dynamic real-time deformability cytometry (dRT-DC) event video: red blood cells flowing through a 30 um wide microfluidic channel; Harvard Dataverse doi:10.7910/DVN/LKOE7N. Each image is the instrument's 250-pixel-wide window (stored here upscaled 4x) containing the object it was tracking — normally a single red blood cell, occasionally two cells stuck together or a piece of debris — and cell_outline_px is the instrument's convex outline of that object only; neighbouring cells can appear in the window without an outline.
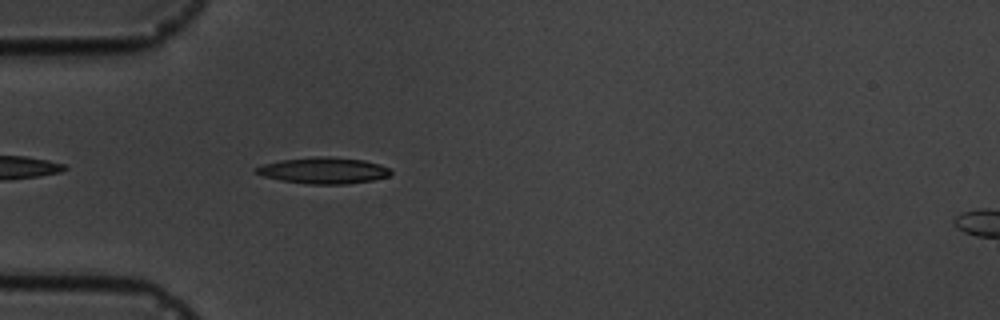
{"species": "common noctule bat (a hibernating species)", "species_latin": "Nyctalus noctula", "temperature_condition": "cold", "stored_images_in_passage": 4, "camera_frame_rate_fps": 3000, "um_per_image_px": 0.085, "animal": {"sex": "male", "body_mass_g": 19.5, "forearm_length_mm": 54.6}, "frame": {"image": 1, "passage_image": 4, "time_ms": 4.667, "image_size_px": [1000, 320], "cell_outline_px": [[392, 172], [388, 176], [372, 180], [348, 184], [308, 184], [280, 180], [264, 176], [256, 172], [252, 168], [264, 164], [280, 160], [312, 156], [332, 156], [364, 160], [380, 164], [388, 168]], "centroid_in_image_um": [27.49, 14.48], "position_along_channel_um": 57.5, "area_um2": 20.75}}